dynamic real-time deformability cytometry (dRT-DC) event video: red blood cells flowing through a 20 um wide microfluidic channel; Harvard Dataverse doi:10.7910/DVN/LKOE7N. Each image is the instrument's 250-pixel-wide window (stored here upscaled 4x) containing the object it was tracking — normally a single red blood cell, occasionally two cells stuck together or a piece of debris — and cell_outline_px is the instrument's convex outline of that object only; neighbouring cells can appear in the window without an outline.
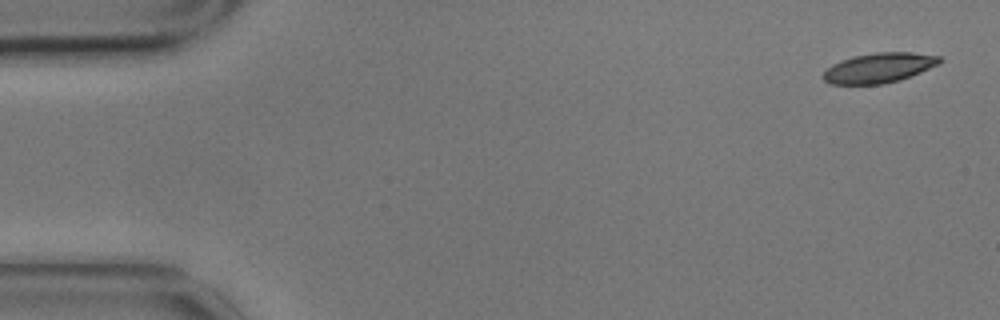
{"species": "common noctule bat (a hibernating species)", "species_latin": "Nyctalus noctula", "temperature_condition": "cold", "stored_images_in_passage": 5, "camera_frame_rate_fps": 3000, "um_per_image_px": 0.085, "animal": {"sex": "male", "body_mass_g": 17.9}, "frame": {"image": 1, "passage_image": 1, "time_ms": 0.0, "image_size_px": [1000, 320], "cell_outline_px": [[944, 60], [940, 64], [900, 80], [884, 84], [832, 84], [824, 80], [824, 72], [832, 64], [852, 56], [876, 52], [912, 52], [940, 56]], "centroid_in_image_um": [74.76, 5.76], "position_along_channel_um": 10.2, "area_um2": 20.29}}